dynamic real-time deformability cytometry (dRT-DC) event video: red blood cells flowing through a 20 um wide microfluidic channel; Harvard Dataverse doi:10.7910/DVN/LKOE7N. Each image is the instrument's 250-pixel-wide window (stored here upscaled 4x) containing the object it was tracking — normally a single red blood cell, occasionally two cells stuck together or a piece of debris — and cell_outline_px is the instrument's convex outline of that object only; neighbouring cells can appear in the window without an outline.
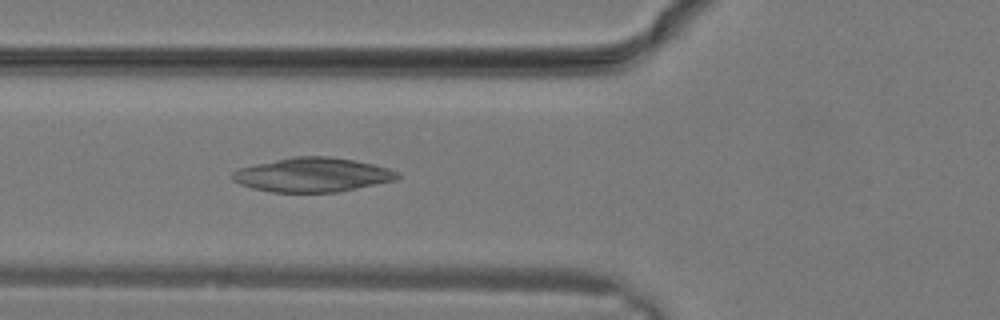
{"species": "common noctule bat (a hibernating species)", "species_latin": "Nyctalus noctula", "temperature_condition": "warm", "stored_images_in_passage": 12, "camera_frame_rate_fps": 3000, "um_per_image_px": 0.085, "animal": {"sex": "male", "body_mass_g": 19.2, "forearm_length_mm": 51.8}, "frame": {"image": 1, "passage_image": 12, "time_ms": 3.667, "image_size_px": [1000, 320], "cell_outline_px": [[400, 176], [396, 180], [336, 192], [272, 192], [252, 188], [240, 184], [232, 180], [232, 172], [240, 168], [256, 164], [296, 156], [328, 156], [352, 160], [372, 164], [388, 168], [400, 172]], "centroid_in_image_um": [26.57, 14.86], "position_along_channel_um": 99.2, "area_um2": 32.6}}